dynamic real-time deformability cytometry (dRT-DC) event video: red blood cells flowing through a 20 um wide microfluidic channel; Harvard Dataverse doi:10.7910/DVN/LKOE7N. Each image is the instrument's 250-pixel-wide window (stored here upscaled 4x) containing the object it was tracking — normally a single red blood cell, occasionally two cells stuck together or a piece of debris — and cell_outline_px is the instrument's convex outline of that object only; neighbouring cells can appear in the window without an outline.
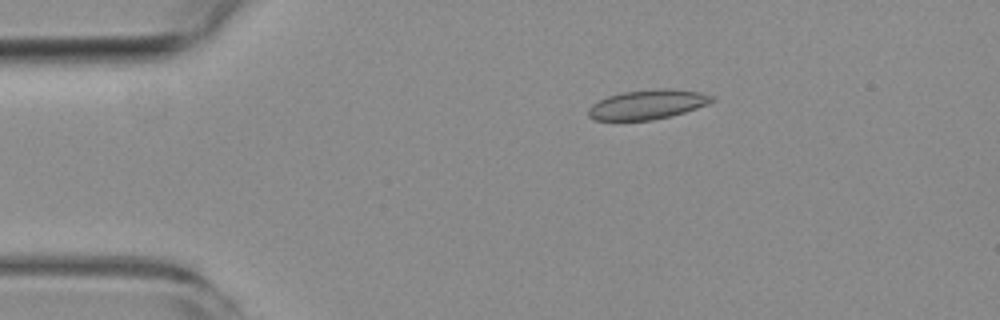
{"species": "common noctule bat (a hibernating species)", "species_latin": "Nyctalus noctula", "temperature_condition": "room temperature", "stored_images_in_passage": 6, "camera_frame_rate_fps": 3000, "um_per_image_px": 0.085, "animal": {"sex": "female", "body_mass_g": 19.3, "forearm_length_mm": 54.1}, "frame": {"image": 1, "passage_image": 3, "time_ms": 2.333, "image_size_px": [1000, 320], "cell_outline_px": [[716, 100], [708, 104], [684, 112], [652, 120], [596, 120], [588, 116], [588, 108], [592, 104], [608, 96], [620, 92], [656, 88], [668, 88], [700, 92], [712, 96]], "centroid_in_image_um": [55.03, 8.87], "position_along_channel_um": 30.0, "area_um2": 21.21}}
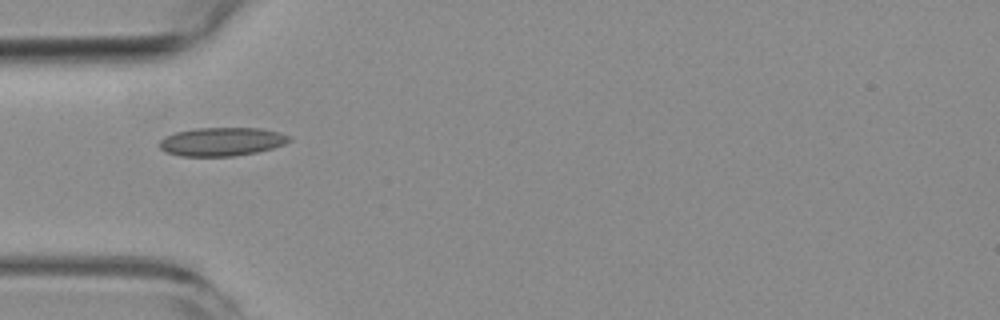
{"frame": {"image": 2, "passage_image": 5, "time_ms": 4.667, "image_size_px": [1000, 320], "cell_outline_px": [[292, 140], [284, 144], [272, 148], [256, 152], [232, 156], [180, 156], [164, 152], [160, 148], [160, 140], [164, 136], [176, 132], [196, 128], [260, 128], [280, 132], [292, 136]], "centroid_in_image_um": [18.85, 12.04], "position_along_channel_um": 66.1, "area_um2": 21.68}}
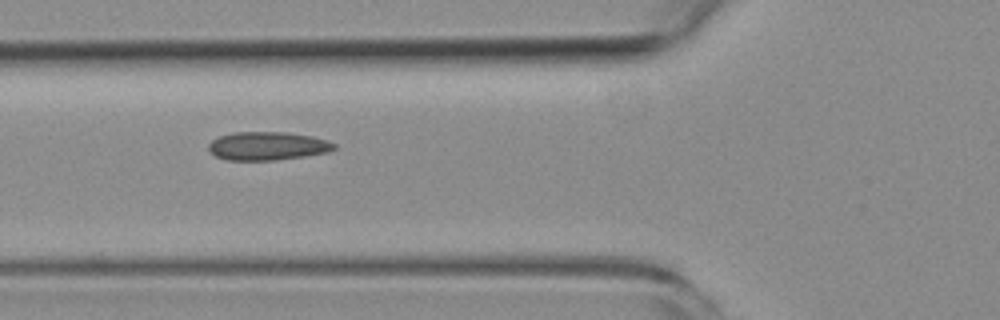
{"frame": {"image": 3, "passage_image": 6, "time_ms": 5.667, "image_size_px": [1000, 320], "cell_outline_px": [[336, 148], [328, 152], [304, 156], [276, 160], [228, 160], [216, 156], [208, 152], [208, 144], [212, 140], [220, 136], [232, 132], [288, 132], [312, 136], [328, 140], [336, 144]], "centroid_in_image_um": [22.73, 12.4], "position_along_channel_um": 103.1, "area_um2": 20.92}}